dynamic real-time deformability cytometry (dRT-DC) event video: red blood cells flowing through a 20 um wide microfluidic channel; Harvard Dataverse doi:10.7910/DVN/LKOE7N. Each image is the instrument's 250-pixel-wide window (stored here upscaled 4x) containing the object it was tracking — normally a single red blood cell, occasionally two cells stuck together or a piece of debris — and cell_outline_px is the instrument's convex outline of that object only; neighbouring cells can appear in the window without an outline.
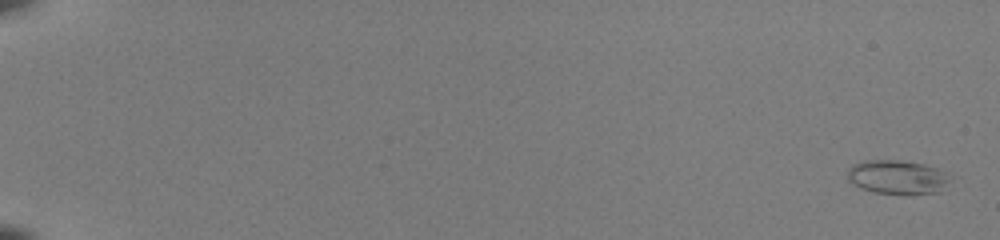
{"species": "common noctule bat (a hibernating species)", "species_latin": "Nyctalus noctula", "temperature_condition": "room temperature", "stored_images_in_passage": 52, "camera_frame_rate_fps": 3000, "um_per_image_px": 0.085, "animal": {"sex": "female", "body_mass_g": 22.0, "forearm_length_mm": 56.7}, "frame": {"image": 1, "passage_image": 1, "time_ms": 0.0, "image_size_px": [1000, 240], "cell_outline_px": [[948, 180], [940, 192], [912, 196], [904, 196], [872, 192], [860, 188], [852, 184], [848, 180], [848, 168], [852, 164], [864, 160], [900, 160], [924, 164], [936, 168], [944, 172]], "centroid_in_image_um": [76.22, 15.09], "position_along_channel_um": 8.8, "area_um2": 20.81}}
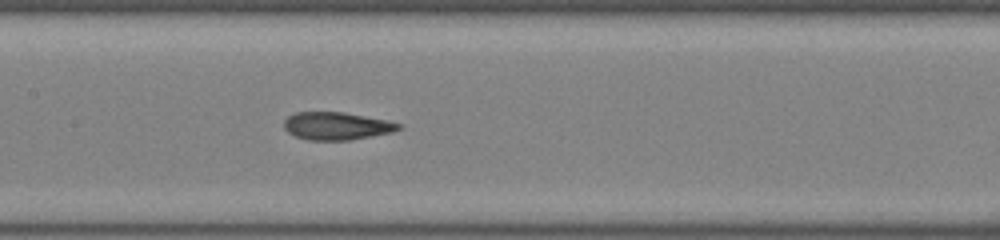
{"frame": {"image": 2, "passage_image": 29, "time_ms": 9.333, "image_size_px": [1000, 240], "cell_outline_px": [[400, 128], [392, 132], [348, 140], [308, 140], [296, 136], [288, 132], [284, 128], [284, 120], [288, 116], [296, 112], [344, 112], [388, 120], [400, 124]], "centroid_in_image_um": [28.58, 10.7], "position_along_channel_um": 178.8, "area_um2": 18.38}}
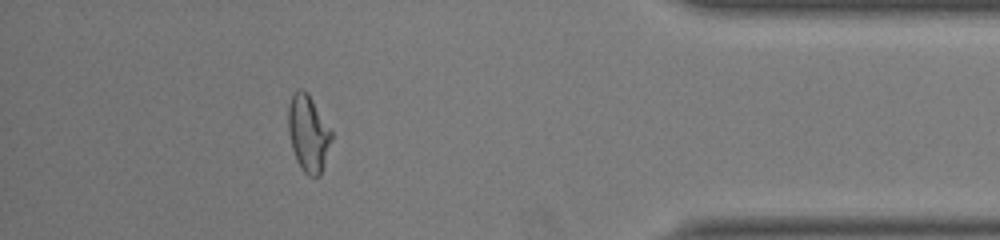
{"frame": {"image": 3, "passage_image": 48, "time_ms": 15.667, "image_size_px": [1000, 240], "cell_outline_px": [[332, 140], [320, 176], [308, 176], [300, 168], [296, 160], [292, 148], [288, 128], [288, 108], [292, 96], [300, 88], [308, 92], [332, 132]], "centroid_in_image_um": [26.2, 11.36], "position_along_channel_um": 409.0, "area_um2": 19.19}, "authors_computed_cell_mechanics": {"area_um2": 19.4786, "velocity_mm_per_s": 4.0843, "shape_relaxation_time_tau1_ms": 9.121, "shape_relaxation_time_tau2_ms": 1.1426, "deformation_change_tau1": 0.2504, "deformation_change_tau2": 0.0695}}